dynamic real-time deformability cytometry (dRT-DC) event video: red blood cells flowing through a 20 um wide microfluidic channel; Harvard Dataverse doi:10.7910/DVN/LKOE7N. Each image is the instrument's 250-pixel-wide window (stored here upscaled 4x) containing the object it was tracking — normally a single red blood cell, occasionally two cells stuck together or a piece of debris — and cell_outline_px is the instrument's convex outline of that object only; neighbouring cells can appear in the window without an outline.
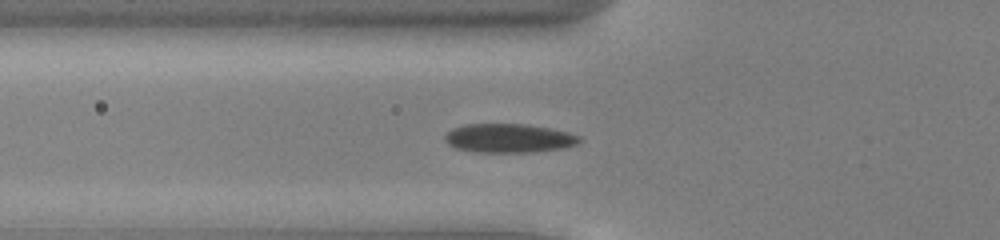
{"species": "common noctule bat (a hibernating species)", "species_latin": "Nyctalus noctula", "temperature_condition": "cold", "stored_images_in_passage": 35, "camera_frame_rate_fps": 3000, "um_per_image_px": 0.085, "animal": {"sex": "male", "body_mass_g": 13.0, "forearm_length_mm": 53.1}, "frame": {"image": 1, "passage_image": 4, "time_ms": 1.0, "image_size_px": [1000, 240], "cell_outline_px": [[580, 140], [576, 144], [564, 148], [532, 152], [476, 152], [456, 148], [448, 144], [444, 140], [444, 136], [452, 128], [464, 124], [528, 124], [568, 132], [580, 136]], "centroid_in_image_um": [43.23, 11.74], "position_along_channel_um": 82.6, "area_um2": 22.66}}
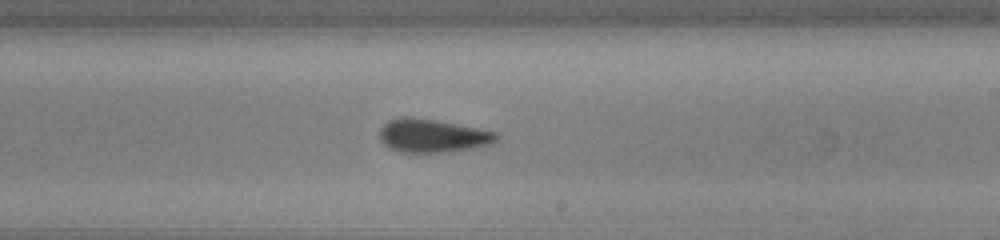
{"frame": {"image": 2, "passage_image": 17, "time_ms": 5.333, "image_size_px": [1000, 240], "cell_outline_px": [[500, 136], [492, 144], [472, 148], [444, 152], [400, 152], [388, 148], [380, 140], [380, 128], [388, 120], [404, 116], [412, 116], [436, 120], [496, 132]], "centroid_in_image_um": [36.73, 11.53], "position_along_channel_um": 252.3, "area_um2": 22.72}}
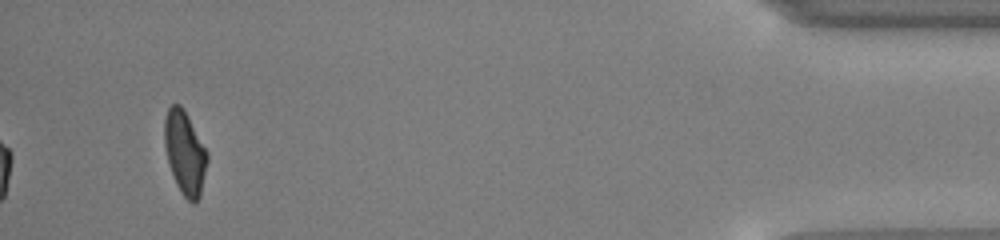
{"frame": {"image": 3, "passage_image": 35, "time_ms": 11.333, "image_size_px": [1000, 240], "cell_outline_px": [[208, 160], [200, 196], [196, 204], [192, 204], [180, 192], [176, 184], [168, 164], [164, 144], [164, 120], [168, 108], [172, 104], [180, 104], [208, 152]], "centroid_in_image_um": [15.71, 13.03], "position_along_channel_um": 419.5, "area_um2": 20.81}, "authors_computed_cell_mechanics": {"area_um2": 22.4842, "velocity_mm_per_s": 3.9133, "shape_relaxation_time_tau1_ms": 2.8617, "shape_relaxation_time_tau2_ms": 1.8564, "deformation_change_tau1": 0.0973, "deformation_change_tau2": 0.0887}}